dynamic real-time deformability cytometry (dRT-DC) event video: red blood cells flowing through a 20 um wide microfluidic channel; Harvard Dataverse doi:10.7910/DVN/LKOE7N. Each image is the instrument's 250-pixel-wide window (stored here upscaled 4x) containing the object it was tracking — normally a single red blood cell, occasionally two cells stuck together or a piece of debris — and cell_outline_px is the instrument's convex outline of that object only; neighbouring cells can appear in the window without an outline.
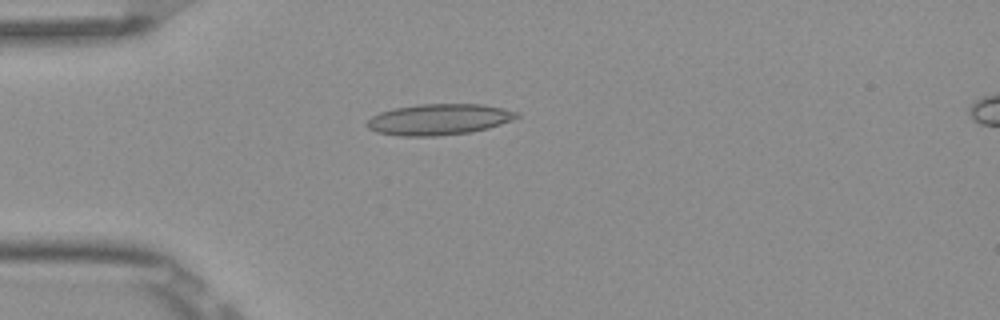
{"species": "Egyptian fruit bat (a non-hibernating species)", "species_latin": "Rousettus aegyptiacus", "temperature_condition": "room temperature", "stored_images_in_passage": 6, "camera_frame_rate_fps": 3000, "um_per_image_px": 0.085, "frame": {"image": 1, "passage_image": 5, "time_ms": 1.333, "image_size_px": [1000, 320], "cell_outline_px": [[520, 116], [512, 120], [488, 128], [472, 132], [436, 136], [400, 136], [376, 132], [368, 128], [364, 124], [372, 116], [380, 112], [396, 108], [420, 104], [480, 104], [520, 112]], "centroid_in_image_um": [37.3, 10.16], "position_along_channel_um": 47.7, "area_um2": 27.05}}